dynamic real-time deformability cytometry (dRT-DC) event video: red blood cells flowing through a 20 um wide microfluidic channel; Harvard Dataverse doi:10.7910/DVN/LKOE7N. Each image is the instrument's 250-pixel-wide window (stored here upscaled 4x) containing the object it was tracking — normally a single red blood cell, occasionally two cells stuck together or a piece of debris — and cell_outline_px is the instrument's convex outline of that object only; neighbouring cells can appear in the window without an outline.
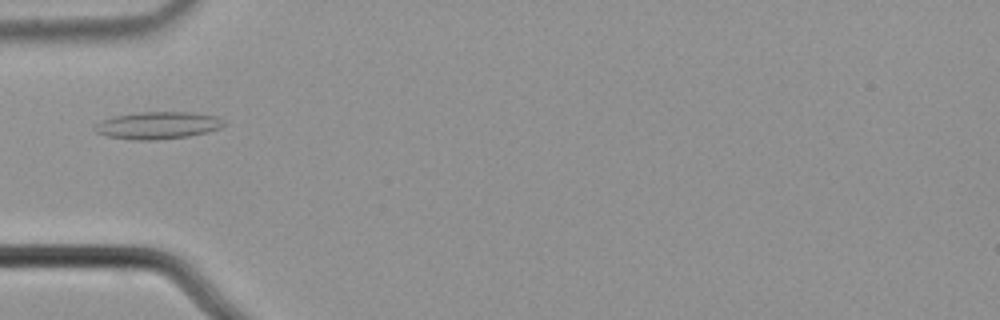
{"species": "common noctule bat (a hibernating species)", "species_latin": "Nyctalus noctula", "temperature_condition": "cold", "stored_images_in_passage": 5, "camera_frame_rate_fps": 3000, "um_per_image_px": 0.085, "animal": {"sex": "male", "body_mass_g": 21.5, "forearm_length_mm": 52.0}, "frame": {"image": 1, "passage_image": 5, "time_ms": 1.333, "image_size_px": [1000, 320], "cell_outline_px": [[224, 124], [220, 128], [208, 132], [188, 136], [156, 140], [136, 140], [108, 136], [96, 132], [92, 128], [96, 124], [104, 120], [116, 116], [140, 112], [192, 112], [216, 116], [224, 120]], "centroid_in_image_um": [13.44, 10.66], "position_along_channel_um": 71.6, "area_um2": 20.35}}